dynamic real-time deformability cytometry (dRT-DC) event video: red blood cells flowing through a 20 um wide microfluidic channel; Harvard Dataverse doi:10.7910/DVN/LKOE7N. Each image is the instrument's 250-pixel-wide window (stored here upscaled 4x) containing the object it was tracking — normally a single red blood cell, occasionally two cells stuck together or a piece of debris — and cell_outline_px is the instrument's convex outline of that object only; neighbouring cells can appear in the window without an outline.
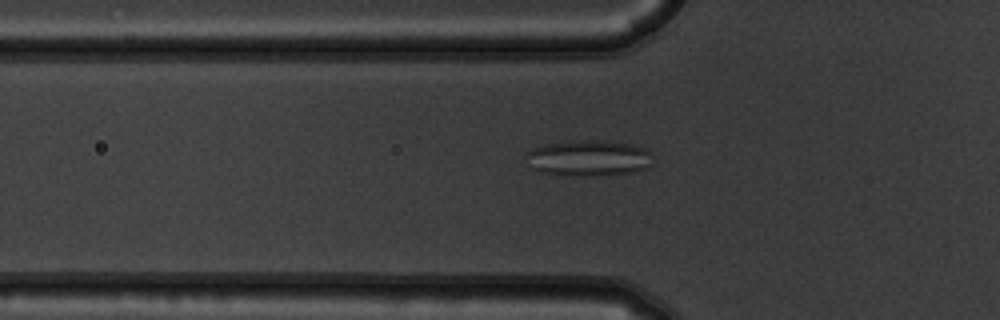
{"species": "common noctule bat (a hibernating species)", "species_latin": "Nyctalus noctula", "temperature_condition": "warm", "stored_images_in_passage": 55, "camera_frame_rate_fps": 3000, "um_per_image_px": 0.085, "animal": {"sex": "male", "body_mass_g": 19.5, "forearm_length_mm": 54.6}, "frame": {"image": 1, "passage_image": 19, "time_ms": 6.0, "image_size_px": [1000, 320], "cell_outline_px": [[652, 164], [648, 168], [632, 172], [540, 172], [532, 168], [524, 156], [524, 152], [532, 148], [548, 144], [584, 140], [600, 140], [632, 144], [648, 148]], "centroid_in_image_um": [50.05, 13.36], "position_along_channel_um": 75.8, "area_um2": 25.09}}
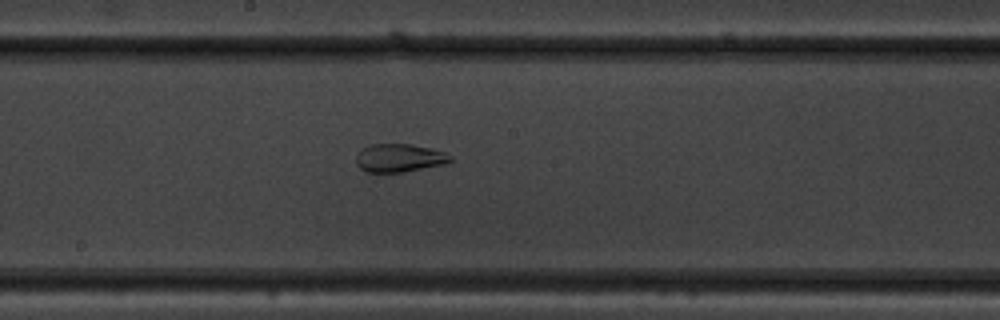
{"frame": {"image": 2, "passage_image": 30, "time_ms": 9.667, "image_size_px": [1000, 320], "cell_outline_px": [[452, 160], [444, 164], [404, 172], [364, 172], [356, 164], [356, 156], [360, 148], [368, 144], [412, 144], [432, 148], [444, 152], [452, 156]], "centroid_in_image_um": [33.91, 13.42], "position_along_channel_um": 214.3, "area_um2": 15.72}}
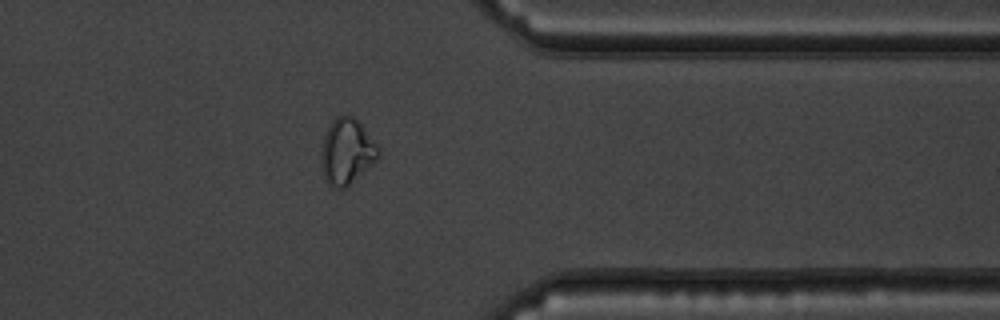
{"frame": {"image": 3, "passage_image": 44, "time_ms": 14.333, "image_size_px": [1000, 320], "cell_outline_px": [[380, 156], [348, 188], [332, 188], [324, 180], [320, 160], [324, 136], [332, 120], [336, 116], [352, 116], [360, 124], [380, 148]], "centroid_in_image_um": [29.46, 12.94], "position_along_channel_um": 381.9, "area_um2": 21.96}, "authors_computed_cell_mechanics": {"area_um2": 23.0044, "velocity_mm_per_s": 3.7618, "shape_relaxation_time_tau1_ms": null, "shape_relaxation_time_tau2_ms": 1.0662, "deformation_change_tau1": null, "deformation_change_tau2": 0.0812}}